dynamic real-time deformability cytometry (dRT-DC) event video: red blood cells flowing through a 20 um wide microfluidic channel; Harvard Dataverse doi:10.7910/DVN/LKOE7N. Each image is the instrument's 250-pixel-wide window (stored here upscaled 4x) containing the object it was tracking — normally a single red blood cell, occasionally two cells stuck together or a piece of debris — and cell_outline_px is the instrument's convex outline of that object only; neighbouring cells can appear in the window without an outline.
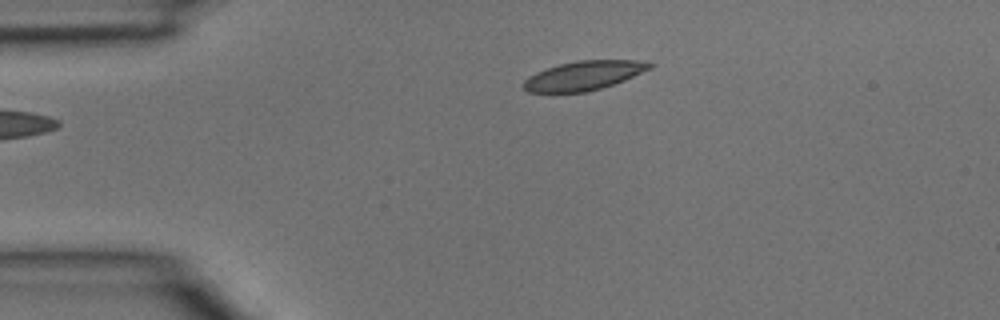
{"species": "common noctule bat (a hibernating species)", "species_latin": "Nyctalus noctula", "temperature_condition": "room temperature", "stored_images_in_passage": 3, "camera_frame_rate_fps": 3000, "um_per_image_px": 0.085, "animal": {"sex": "male", "body_mass_g": 15.6}, "frame": {"image": 1, "passage_image": 3, "time_ms": 0.667, "image_size_px": [1000, 320], "cell_outline_px": [[652, 68], [624, 80], [588, 92], [528, 92], [520, 84], [528, 76], [536, 72], [560, 64], [576, 60], [648, 60], [652, 64]], "centroid_in_image_um": [49.62, 6.41], "position_along_channel_um": 35.4, "area_um2": 21.44}}